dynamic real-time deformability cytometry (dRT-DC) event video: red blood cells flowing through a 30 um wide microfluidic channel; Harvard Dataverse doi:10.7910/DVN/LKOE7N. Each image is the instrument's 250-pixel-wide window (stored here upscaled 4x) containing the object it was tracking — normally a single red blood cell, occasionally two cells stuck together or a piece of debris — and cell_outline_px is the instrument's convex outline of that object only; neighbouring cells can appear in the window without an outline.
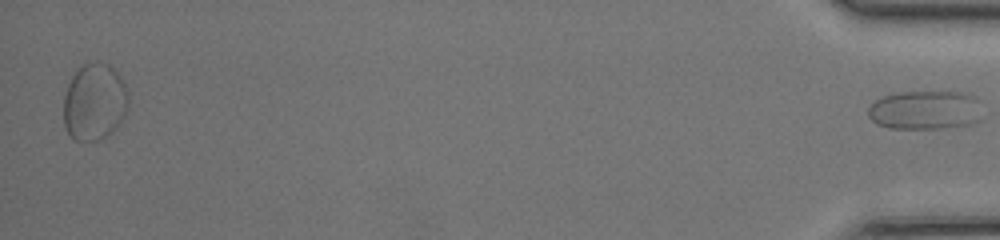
{"species": "common noctule bat (a hibernating species)", "species_latin": "Nyctalus noctula", "temperature_condition": "room temperature", "stored_images_in_passage": 47, "segment_of_instrument_passage": [2, 2], "camera_frame_rate_fps": 3000, "um_per_image_px": 0.085, "animal": {"sex": "female", "body_mass_g": 17.0, "forearm_length_mm": 48.0}, "frame": {"image": 1, "passage_image": 47, "time_ms": 15.333, "image_size_px": [1000, 240], "cell_outline_px": [[980, 120], [972, 124], [948, 128], [888, 128], [876, 124], [868, 116], [868, 108], [876, 100], [884, 96], [900, 92], [960, 92], [976, 96], [980, 100]], "centroid_in_image_um": [78.67, 9.36], "position_along_channel_um": 356.5, "area_um2": 26.13}}